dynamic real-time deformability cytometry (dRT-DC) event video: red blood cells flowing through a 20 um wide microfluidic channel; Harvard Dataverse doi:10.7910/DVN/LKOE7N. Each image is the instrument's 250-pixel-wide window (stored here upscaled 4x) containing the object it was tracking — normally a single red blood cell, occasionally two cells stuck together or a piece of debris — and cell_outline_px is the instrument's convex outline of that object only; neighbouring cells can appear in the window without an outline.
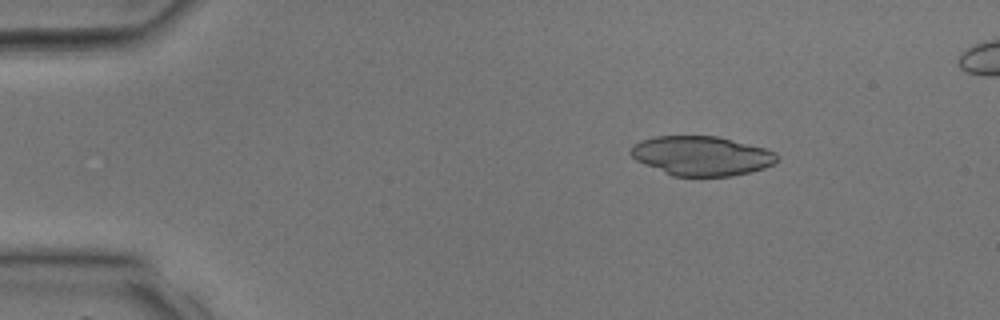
{"species": "common noctule bat (a hibernating species)", "species_latin": "Nyctalus noctula", "temperature_condition": "room temperature", "stored_images_in_passage": 37, "camera_frame_rate_fps": 3000, "um_per_image_px": 0.085, "animal": {"sex": "male", "body_mass_g": 17.9, "forearm_length_mm": 54.2}, "frame": {"image": 1, "passage_image": 5, "time_ms": 1.333, "image_size_px": [1000, 320], "cell_outline_px": [[776, 160], [772, 164], [764, 168], [752, 172], [732, 176], [672, 176], [644, 164], [636, 160], [628, 152], [640, 140], [656, 136], [716, 136], [764, 148], [776, 152]], "centroid_in_image_um": [59.61, 13.25], "position_along_channel_um": 25.4, "area_um2": 33.41}}